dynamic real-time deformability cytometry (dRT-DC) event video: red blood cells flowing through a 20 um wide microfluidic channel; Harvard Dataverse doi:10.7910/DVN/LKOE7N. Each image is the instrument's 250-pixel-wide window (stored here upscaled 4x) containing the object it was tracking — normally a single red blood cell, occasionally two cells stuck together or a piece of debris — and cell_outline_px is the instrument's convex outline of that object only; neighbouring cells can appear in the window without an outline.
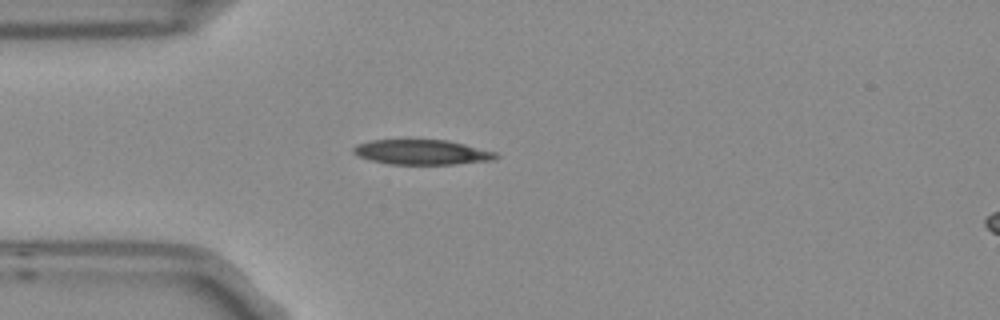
{"species": "Egyptian fruit bat (a non-hibernating species)", "species_latin": "Rousettus aegyptiacus", "temperature_condition": "room temperature", "stored_images_in_passage": 2, "camera_frame_rate_fps": 3000, "um_per_image_px": 0.085, "frame": {"image": 1, "passage_image": 1, "time_ms": 0.0, "image_size_px": [1000, 320], "cell_outline_px": [[500, 156], [492, 160], [456, 164], [388, 164], [372, 160], [360, 156], [352, 152], [352, 148], [356, 144], [372, 140], [444, 140], [464, 144], [496, 152]], "centroid_in_image_um": [35.86, 12.93], "position_along_channel_um": 49.1, "area_um2": 20.52}}